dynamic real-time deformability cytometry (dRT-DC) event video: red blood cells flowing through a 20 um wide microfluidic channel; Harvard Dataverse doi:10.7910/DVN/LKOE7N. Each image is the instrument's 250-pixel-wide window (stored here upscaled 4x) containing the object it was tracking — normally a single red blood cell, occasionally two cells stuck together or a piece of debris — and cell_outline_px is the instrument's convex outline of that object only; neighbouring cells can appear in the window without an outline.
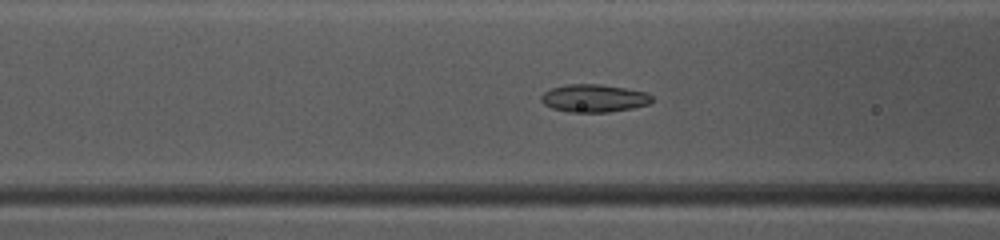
{"species": "common noctule bat (a hibernating species)", "species_latin": "Nyctalus noctula", "temperature_condition": "warm", "stored_images_in_passage": 43, "camera_frame_rate_fps": 3000, "um_per_image_px": 0.085, "animal": {"sex": "female", "body_mass_g": 10.0, "forearm_length_mm": 53.1}, "frame": {"image": 1, "passage_image": 14, "time_ms": 4.333, "image_size_px": [1000, 240], "cell_outline_px": [[652, 100], [648, 104], [632, 108], [608, 112], [572, 112], [552, 108], [544, 104], [540, 100], [540, 96], [544, 92], [552, 88], [568, 84], [600, 84], [648, 92], [652, 96]], "centroid_in_image_um": [50.48, 8.34], "position_along_channel_um": 116.1, "area_um2": 17.86}}
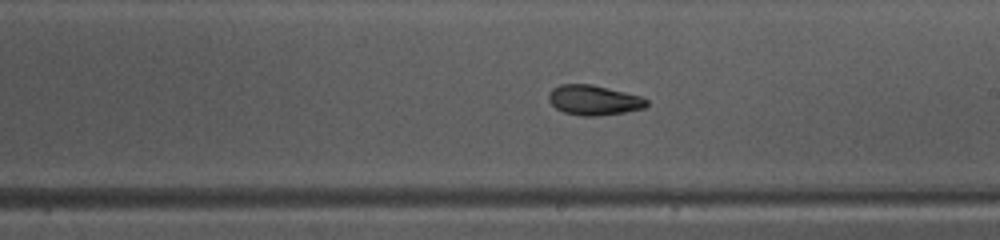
{"frame": {"image": 2, "passage_image": 23, "time_ms": 7.333, "image_size_px": [1000, 240], "cell_outline_px": [[648, 104], [644, 108], [624, 112], [596, 116], [580, 116], [564, 112], [556, 108], [548, 100], [548, 92], [552, 88], [560, 84], [592, 84], [640, 96], [648, 100]], "centroid_in_image_um": [50.44, 8.51], "position_along_channel_um": 238.6, "area_um2": 17.11}}
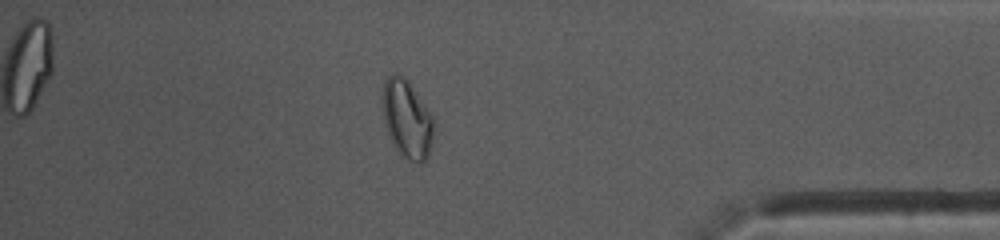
{"frame": {"image": 3, "passage_image": 37, "time_ms": 12.0, "image_size_px": [1000, 240], "cell_outline_px": [[436, 120], [432, 144], [428, 160], [420, 164], [416, 164], [408, 160], [396, 148], [388, 136], [384, 124], [380, 100], [380, 96], [384, 80], [388, 76], [396, 72], [404, 76], [408, 80]], "centroid_in_image_um": [34.59, 10.11], "position_along_channel_um": 400.6, "area_um2": 24.39}, "authors_computed_cell_mechanics": {"area_um2": 18.207, "velocity_mm_per_s": 4.0644, "shape_relaxation_time_tau1_ms": 7.4353, "shape_relaxation_time_tau2_ms": 1.4048, "deformation_change_tau1": 0.1462, "deformation_change_tau2": 0.0489}}